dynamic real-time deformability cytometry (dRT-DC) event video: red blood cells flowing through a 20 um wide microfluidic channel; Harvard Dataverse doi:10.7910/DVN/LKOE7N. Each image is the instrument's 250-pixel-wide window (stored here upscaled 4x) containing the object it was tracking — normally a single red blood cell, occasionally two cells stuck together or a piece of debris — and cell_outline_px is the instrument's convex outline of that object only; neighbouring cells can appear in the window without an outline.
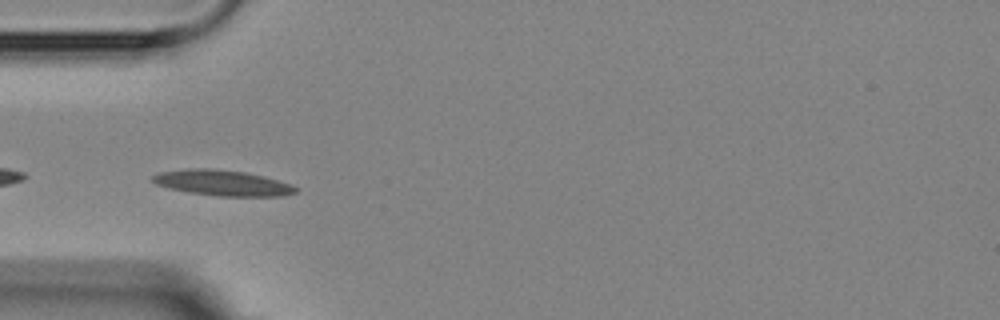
{"species": "Egyptian fruit bat (a non-hibernating species)", "species_latin": "Rousettus aegyptiacus", "temperature_condition": "room temperature", "stored_images_in_passage": 7, "camera_frame_rate_fps": 3000, "um_per_image_px": 0.085, "animal": {"sex": "female"}, "frame": {"image": 1, "passage_image": 4, "time_ms": 3.333, "image_size_px": [1000, 320], "cell_outline_px": [[300, 188], [296, 192], [284, 196], [220, 196], [188, 192], [168, 188], [156, 184], [152, 180], [152, 176], [160, 172], [188, 168], [212, 168], [244, 172], [264, 176], [292, 184]], "centroid_in_image_um": [18.94, 15.54], "position_along_channel_um": 66.1, "area_um2": 21.44}}
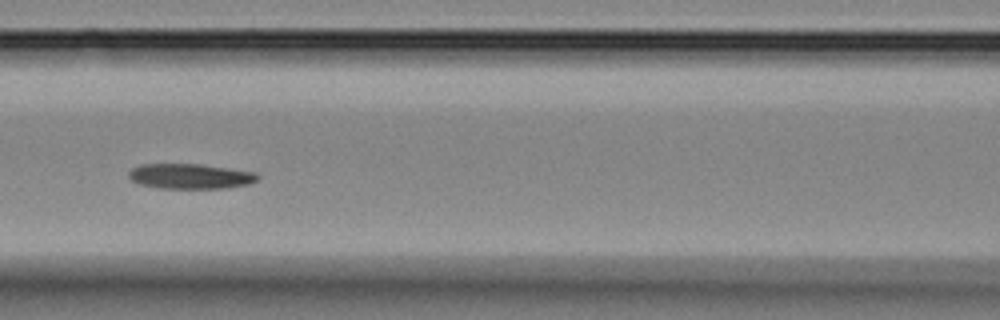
{"frame": {"image": 2, "passage_image": 6, "time_ms": 5.667, "image_size_px": [1000, 320], "cell_outline_px": [[260, 176], [256, 180], [248, 184], [224, 188], [160, 188], [140, 184], [132, 180], [128, 176], [128, 172], [132, 168], [140, 164], [200, 164], [256, 172]], "centroid_in_image_um": [16.16, 14.97], "position_along_channel_um": 150.4, "area_um2": 18.79}}
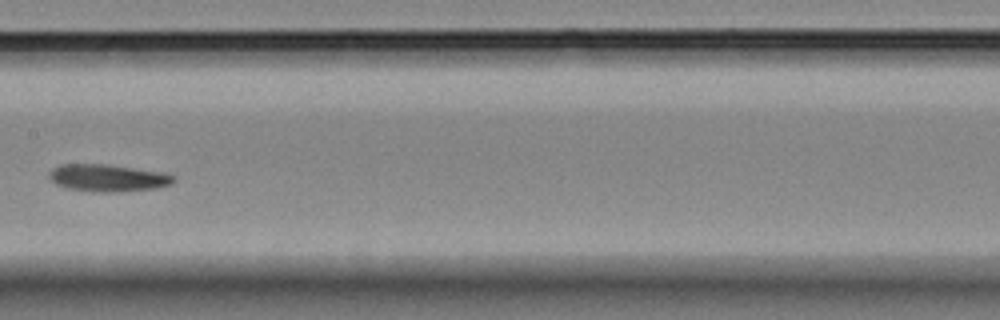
{"frame": {"image": 3, "passage_image": 7, "time_ms": 7.0, "image_size_px": [1000, 320], "cell_outline_px": [[176, 180], [172, 184], [156, 188], [116, 192], [100, 192], [64, 188], [56, 184], [48, 176], [48, 172], [52, 168], [60, 164], [108, 164], [164, 172], [176, 176]], "centroid_in_image_um": [9.18, 15.11], "position_along_channel_um": 198.2, "area_um2": 20.0}}